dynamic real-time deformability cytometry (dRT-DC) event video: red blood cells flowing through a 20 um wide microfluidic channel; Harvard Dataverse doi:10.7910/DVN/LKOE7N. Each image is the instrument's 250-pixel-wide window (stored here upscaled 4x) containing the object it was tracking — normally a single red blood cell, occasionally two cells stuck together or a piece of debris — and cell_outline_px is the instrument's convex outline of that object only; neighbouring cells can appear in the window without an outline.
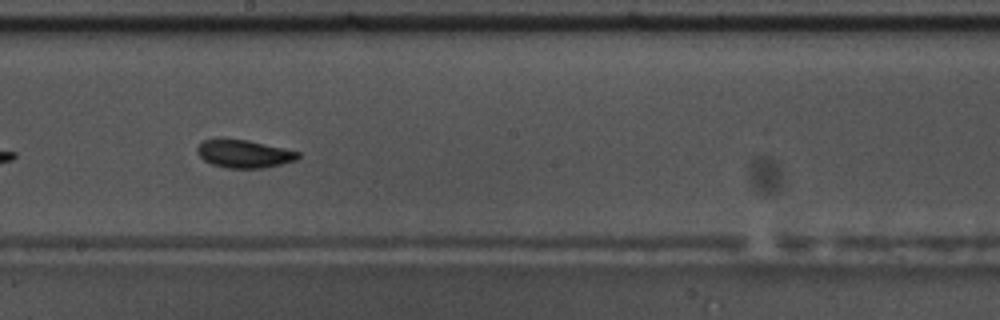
{"species": "common noctule bat (a hibernating species)", "species_latin": "Nyctalus noctula", "temperature_condition": "warm", "stored_images_in_passage": 18, "camera_frame_rate_fps": 3000, "um_per_image_px": 0.085, "animal": {"sex": "male", "body_mass_g": 17.5, "forearm_length_mm": 52.3}, "frame": {"image": 1, "passage_image": 16, "time_ms": 5.0, "image_size_px": [1000, 320], "cell_outline_px": [[300, 156], [296, 160], [264, 168], [228, 168], [212, 164], [204, 160], [196, 152], [196, 148], [204, 140], [248, 140], [284, 148], [300, 152]], "centroid_in_image_um": [20.77, 13.09], "position_along_channel_um": 227.4, "area_um2": 16.13}}